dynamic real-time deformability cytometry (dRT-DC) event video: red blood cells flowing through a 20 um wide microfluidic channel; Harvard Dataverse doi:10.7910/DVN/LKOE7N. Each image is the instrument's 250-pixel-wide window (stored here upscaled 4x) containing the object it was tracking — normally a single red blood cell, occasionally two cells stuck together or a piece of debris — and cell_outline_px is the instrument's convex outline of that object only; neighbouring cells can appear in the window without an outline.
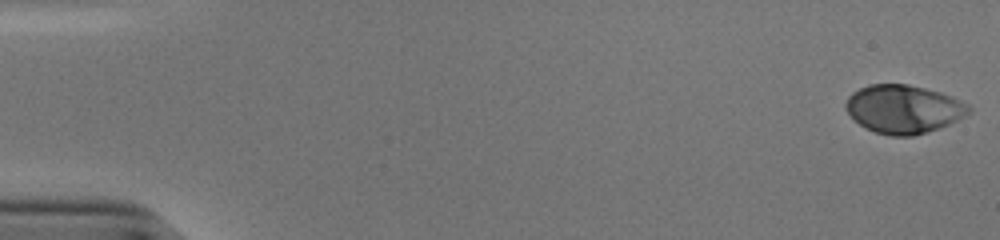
{"species": "human", "species_latin": "Homo sapiens", "temperature_condition": "cold", "stored_images_in_passage": 54, "camera_frame_rate_fps": 3000, "um_per_image_px": 0.085, "donor": {"sex": "male"}, "frame": {"image": 1, "passage_image": 1, "time_ms": 0.0, "image_size_px": [1000, 240], "cell_outline_px": [[972, 108], [964, 116], [948, 124], [912, 136], [892, 136], [876, 132], [860, 124], [848, 112], [844, 104], [848, 96], [852, 92], [868, 84], [908, 84], [940, 92], [952, 96], [968, 104]], "centroid_in_image_um": [76.79, 9.25], "position_along_channel_um": 8.2, "area_um2": 34.28}}
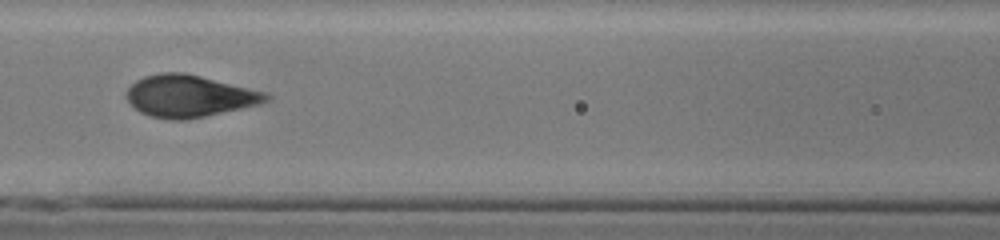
{"frame": {"image": 2, "passage_image": 25, "time_ms": 8.0, "image_size_px": [1000, 240], "cell_outline_px": [[272, 96], [264, 104], [188, 120], [168, 120], [152, 116], [140, 112], [128, 100], [128, 88], [136, 80], [144, 76], [160, 72], [184, 72], [268, 92]], "centroid_in_image_um": [16.17, 8.17], "position_along_channel_um": 150.4, "area_um2": 34.45}}
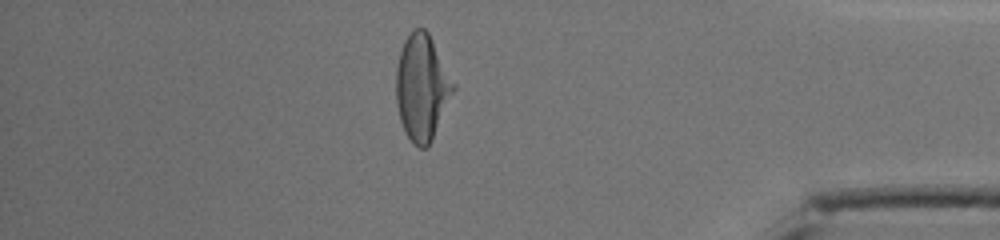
{"frame": {"image": 3, "passage_image": 47, "time_ms": 15.333, "image_size_px": [1000, 240], "cell_outline_px": [[456, 88], [432, 140], [428, 148], [420, 148], [412, 144], [404, 132], [400, 120], [396, 104], [396, 68], [400, 52], [404, 40], [412, 28], [424, 28], [428, 32], [456, 84]], "centroid_in_image_um": [35.87, 7.45], "position_along_channel_um": 399.3, "area_um2": 35.72}, "authors_computed_cell_mechanics": {"area_um2": 34.1887, "velocity_mm_per_s": 3.8198, "shape_relaxation_time_tau1_ms": 3.7238, "shape_relaxation_time_tau2_ms": null, "deformation_change_tau1": 0.1992, "deformation_change_tau2": null}}